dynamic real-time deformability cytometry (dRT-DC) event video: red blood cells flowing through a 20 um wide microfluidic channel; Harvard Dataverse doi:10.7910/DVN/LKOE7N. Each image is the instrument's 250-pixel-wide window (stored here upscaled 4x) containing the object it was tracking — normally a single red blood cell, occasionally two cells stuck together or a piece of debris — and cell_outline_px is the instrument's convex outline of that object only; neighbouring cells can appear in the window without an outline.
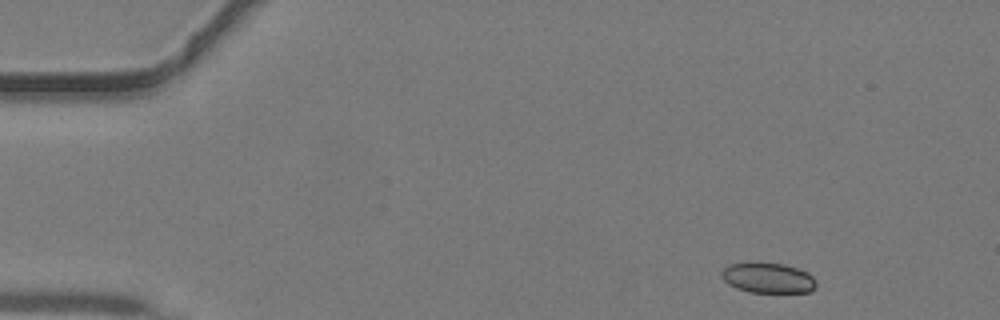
{"species": "common noctule bat (a hibernating species)", "species_latin": "Nyctalus noctula", "temperature_condition": "warm", "stored_images_in_passage": 41, "segment_of_instrument_passage": [1, 2], "camera_frame_rate_fps": 3000, "um_per_image_px": 0.085, "animal": {"sex": "male", "body_mass_g": 19.2, "forearm_length_mm": 51.8}, "frame": {"image": 1, "passage_image": 1, "time_ms": 0.0, "image_size_px": [1000, 320], "cell_outline_px": [[816, 288], [812, 292], [748, 292], [736, 288], [728, 284], [724, 280], [720, 272], [728, 264], [784, 264], [808, 272], [816, 280]], "centroid_in_image_um": [65.31, 23.65], "position_along_channel_um": 19.7, "area_um2": 16.47}}
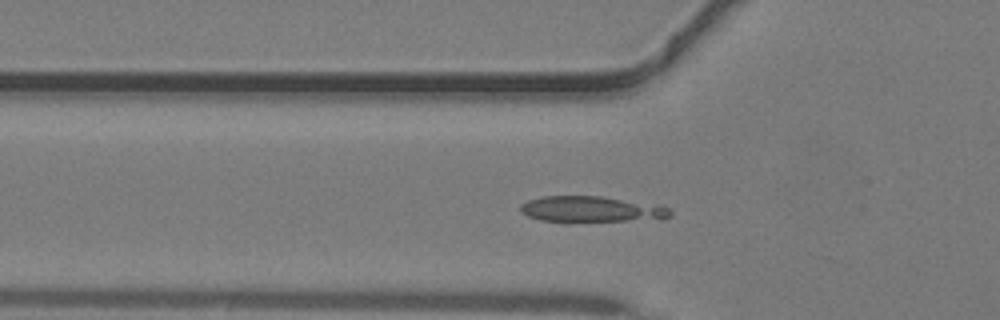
{"frame": {"image": 2, "passage_image": 11, "time_ms": 3.333, "image_size_px": [1000, 320], "cell_outline_px": [[672, 216], [660, 220], [540, 220], [528, 216], [520, 212], [520, 204], [528, 200], [544, 196], [600, 196], [664, 204], [672, 212]], "centroid_in_image_um": [50.38, 17.76], "position_along_channel_um": 75.4, "area_um2": 22.54}}
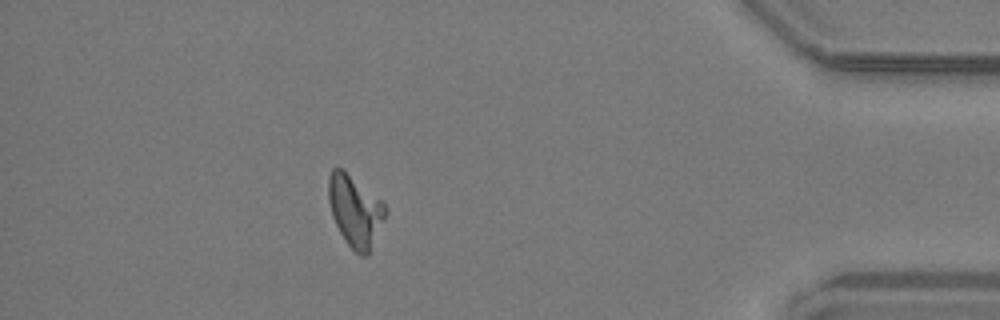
{"frame": {"image": 3, "passage_image": 35, "time_ms": 11.333, "image_size_px": [1000, 320], "cell_outline_px": [[388, 212], [368, 256], [360, 256], [348, 244], [340, 232], [332, 216], [328, 200], [328, 176], [332, 168], [344, 168], [380, 200], [384, 204]], "centroid_in_image_um": [30.18, 17.91], "position_along_channel_um": 405.0, "area_um2": 23.76}}